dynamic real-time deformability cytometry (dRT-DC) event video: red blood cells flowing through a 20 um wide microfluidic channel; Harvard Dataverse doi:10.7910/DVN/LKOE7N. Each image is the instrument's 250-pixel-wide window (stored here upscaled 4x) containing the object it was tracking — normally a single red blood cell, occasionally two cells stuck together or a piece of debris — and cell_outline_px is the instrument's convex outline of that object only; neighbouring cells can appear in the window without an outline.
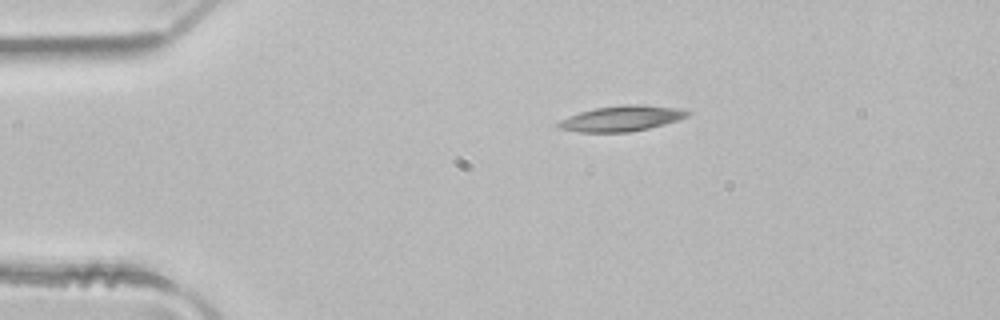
{"species": "common noctule bat (a hibernating species)", "species_latin": "Nyctalus noctula", "temperature_condition": "room temperature", "stored_images_in_passage": 4, "camera_frame_rate_fps": 3000, "um_per_image_px": 0.085, "animal": {"sex": "male", "body_mass_g": 21.5, "forearm_length_mm": 52.0}, "frame": {"image": 1, "passage_image": 4, "time_ms": 1.0, "image_size_px": [1000, 320], "cell_outline_px": [[692, 112], [688, 116], [664, 124], [648, 128], [628, 132], [580, 132], [560, 128], [556, 124], [560, 120], [568, 116], [580, 112], [596, 108], [624, 104], [640, 104], [680, 108]], "centroid_in_image_um": [52.85, 10.06], "position_along_channel_um": 32.1, "area_um2": 19.07}}